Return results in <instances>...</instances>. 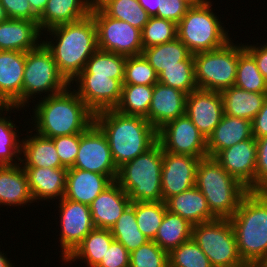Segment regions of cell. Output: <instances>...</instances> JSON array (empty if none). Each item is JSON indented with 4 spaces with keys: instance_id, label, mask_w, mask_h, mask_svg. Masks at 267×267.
Masks as SVG:
<instances>
[{
    "instance_id": "obj_1",
    "label": "cell",
    "mask_w": 267,
    "mask_h": 267,
    "mask_svg": "<svg viewBox=\"0 0 267 267\" xmlns=\"http://www.w3.org/2000/svg\"><path fill=\"white\" fill-rule=\"evenodd\" d=\"M49 36H47L46 34ZM42 43L52 53L59 72L70 83L98 50L97 29L91 14L43 32Z\"/></svg>"
},
{
    "instance_id": "obj_2",
    "label": "cell",
    "mask_w": 267,
    "mask_h": 267,
    "mask_svg": "<svg viewBox=\"0 0 267 267\" xmlns=\"http://www.w3.org/2000/svg\"><path fill=\"white\" fill-rule=\"evenodd\" d=\"M72 89V90H71ZM28 127L36 133L54 138L85 132L94 123V113L70 85L57 94L35 99ZM35 107V108H34ZM34 128V129H33Z\"/></svg>"
},
{
    "instance_id": "obj_3",
    "label": "cell",
    "mask_w": 267,
    "mask_h": 267,
    "mask_svg": "<svg viewBox=\"0 0 267 267\" xmlns=\"http://www.w3.org/2000/svg\"><path fill=\"white\" fill-rule=\"evenodd\" d=\"M94 123L106 135L117 168L146 152L158 141L157 130L145 117L109 109L94 114Z\"/></svg>"
},
{
    "instance_id": "obj_4",
    "label": "cell",
    "mask_w": 267,
    "mask_h": 267,
    "mask_svg": "<svg viewBox=\"0 0 267 267\" xmlns=\"http://www.w3.org/2000/svg\"><path fill=\"white\" fill-rule=\"evenodd\" d=\"M240 258L256 267L267 258V192H248L229 218Z\"/></svg>"
},
{
    "instance_id": "obj_5",
    "label": "cell",
    "mask_w": 267,
    "mask_h": 267,
    "mask_svg": "<svg viewBox=\"0 0 267 267\" xmlns=\"http://www.w3.org/2000/svg\"><path fill=\"white\" fill-rule=\"evenodd\" d=\"M195 186L206 198L209 210L216 218H231L242 198L249 192L240 181L229 175L213 158H201Z\"/></svg>"
},
{
    "instance_id": "obj_6",
    "label": "cell",
    "mask_w": 267,
    "mask_h": 267,
    "mask_svg": "<svg viewBox=\"0 0 267 267\" xmlns=\"http://www.w3.org/2000/svg\"><path fill=\"white\" fill-rule=\"evenodd\" d=\"M162 160L163 149L157 141L146 152L118 168L116 182L131 202L163 201Z\"/></svg>"
},
{
    "instance_id": "obj_7",
    "label": "cell",
    "mask_w": 267,
    "mask_h": 267,
    "mask_svg": "<svg viewBox=\"0 0 267 267\" xmlns=\"http://www.w3.org/2000/svg\"><path fill=\"white\" fill-rule=\"evenodd\" d=\"M212 3L191 6L177 24V38L192 54L216 50L233 39Z\"/></svg>"
},
{
    "instance_id": "obj_8",
    "label": "cell",
    "mask_w": 267,
    "mask_h": 267,
    "mask_svg": "<svg viewBox=\"0 0 267 267\" xmlns=\"http://www.w3.org/2000/svg\"><path fill=\"white\" fill-rule=\"evenodd\" d=\"M69 85L70 83L59 72L52 53L43 43L38 48L26 52L21 94L23 110L25 107L26 109L31 107L29 103H33L36 97L38 100L39 97L41 99L57 94Z\"/></svg>"
},
{
    "instance_id": "obj_9",
    "label": "cell",
    "mask_w": 267,
    "mask_h": 267,
    "mask_svg": "<svg viewBox=\"0 0 267 267\" xmlns=\"http://www.w3.org/2000/svg\"><path fill=\"white\" fill-rule=\"evenodd\" d=\"M192 239L213 267H248L240 258L235 233L227 218L193 225Z\"/></svg>"
},
{
    "instance_id": "obj_10",
    "label": "cell",
    "mask_w": 267,
    "mask_h": 267,
    "mask_svg": "<svg viewBox=\"0 0 267 267\" xmlns=\"http://www.w3.org/2000/svg\"><path fill=\"white\" fill-rule=\"evenodd\" d=\"M230 40L212 51L193 54L198 89L223 91L234 86L238 64V44Z\"/></svg>"
},
{
    "instance_id": "obj_11",
    "label": "cell",
    "mask_w": 267,
    "mask_h": 267,
    "mask_svg": "<svg viewBox=\"0 0 267 267\" xmlns=\"http://www.w3.org/2000/svg\"><path fill=\"white\" fill-rule=\"evenodd\" d=\"M90 14L96 24L99 50L126 57L142 54L143 44L140 29L126 21L108 16L95 2Z\"/></svg>"
},
{
    "instance_id": "obj_12",
    "label": "cell",
    "mask_w": 267,
    "mask_h": 267,
    "mask_svg": "<svg viewBox=\"0 0 267 267\" xmlns=\"http://www.w3.org/2000/svg\"><path fill=\"white\" fill-rule=\"evenodd\" d=\"M60 233L58 237L61 252L60 256L64 261L83 239L95 228L92 221L89 205L62 198L58 202Z\"/></svg>"
},
{
    "instance_id": "obj_13",
    "label": "cell",
    "mask_w": 267,
    "mask_h": 267,
    "mask_svg": "<svg viewBox=\"0 0 267 267\" xmlns=\"http://www.w3.org/2000/svg\"><path fill=\"white\" fill-rule=\"evenodd\" d=\"M72 168L103 174L116 181L118 168L107 137L95 123L80 133L79 151Z\"/></svg>"
},
{
    "instance_id": "obj_14",
    "label": "cell",
    "mask_w": 267,
    "mask_h": 267,
    "mask_svg": "<svg viewBox=\"0 0 267 267\" xmlns=\"http://www.w3.org/2000/svg\"><path fill=\"white\" fill-rule=\"evenodd\" d=\"M157 138L162 149L169 153L197 158L208 156L207 140L187 115L166 123L157 131Z\"/></svg>"
},
{
    "instance_id": "obj_15",
    "label": "cell",
    "mask_w": 267,
    "mask_h": 267,
    "mask_svg": "<svg viewBox=\"0 0 267 267\" xmlns=\"http://www.w3.org/2000/svg\"><path fill=\"white\" fill-rule=\"evenodd\" d=\"M123 80L108 78V76H76L70 82V86L96 114L117 107L121 100Z\"/></svg>"
},
{
    "instance_id": "obj_16",
    "label": "cell",
    "mask_w": 267,
    "mask_h": 267,
    "mask_svg": "<svg viewBox=\"0 0 267 267\" xmlns=\"http://www.w3.org/2000/svg\"><path fill=\"white\" fill-rule=\"evenodd\" d=\"M201 158L172 154L163 150L161 187L163 201L195 186Z\"/></svg>"
},
{
    "instance_id": "obj_17",
    "label": "cell",
    "mask_w": 267,
    "mask_h": 267,
    "mask_svg": "<svg viewBox=\"0 0 267 267\" xmlns=\"http://www.w3.org/2000/svg\"><path fill=\"white\" fill-rule=\"evenodd\" d=\"M213 158L248 191L255 192L257 146L254 137L219 151Z\"/></svg>"
},
{
    "instance_id": "obj_18",
    "label": "cell",
    "mask_w": 267,
    "mask_h": 267,
    "mask_svg": "<svg viewBox=\"0 0 267 267\" xmlns=\"http://www.w3.org/2000/svg\"><path fill=\"white\" fill-rule=\"evenodd\" d=\"M223 114V99L219 91L196 89L186 97L185 115L206 140L220 123Z\"/></svg>"
},
{
    "instance_id": "obj_19",
    "label": "cell",
    "mask_w": 267,
    "mask_h": 267,
    "mask_svg": "<svg viewBox=\"0 0 267 267\" xmlns=\"http://www.w3.org/2000/svg\"><path fill=\"white\" fill-rule=\"evenodd\" d=\"M26 52L0 50V106L21 108Z\"/></svg>"
},
{
    "instance_id": "obj_20",
    "label": "cell",
    "mask_w": 267,
    "mask_h": 267,
    "mask_svg": "<svg viewBox=\"0 0 267 267\" xmlns=\"http://www.w3.org/2000/svg\"><path fill=\"white\" fill-rule=\"evenodd\" d=\"M186 97L181 90L157 82L146 119L158 131L166 123L185 115Z\"/></svg>"
},
{
    "instance_id": "obj_21",
    "label": "cell",
    "mask_w": 267,
    "mask_h": 267,
    "mask_svg": "<svg viewBox=\"0 0 267 267\" xmlns=\"http://www.w3.org/2000/svg\"><path fill=\"white\" fill-rule=\"evenodd\" d=\"M130 204L128 194L114 181L89 205L94 227L110 230Z\"/></svg>"
},
{
    "instance_id": "obj_22",
    "label": "cell",
    "mask_w": 267,
    "mask_h": 267,
    "mask_svg": "<svg viewBox=\"0 0 267 267\" xmlns=\"http://www.w3.org/2000/svg\"><path fill=\"white\" fill-rule=\"evenodd\" d=\"M38 22L11 19L0 23V50L27 52L42 44Z\"/></svg>"
},
{
    "instance_id": "obj_23",
    "label": "cell",
    "mask_w": 267,
    "mask_h": 267,
    "mask_svg": "<svg viewBox=\"0 0 267 267\" xmlns=\"http://www.w3.org/2000/svg\"><path fill=\"white\" fill-rule=\"evenodd\" d=\"M34 203L61 200L65 194L67 168H24Z\"/></svg>"
},
{
    "instance_id": "obj_24",
    "label": "cell",
    "mask_w": 267,
    "mask_h": 267,
    "mask_svg": "<svg viewBox=\"0 0 267 267\" xmlns=\"http://www.w3.org/2000/svg\"><path fill=\"white\" fill-rule=\"evenodd\" d=\"M114 181L106 175L77 168H68L63 198L90 205Z\"/></svg>"
},
{
    "instance_id": "obj_25",
    "label": "cell",
    "mask_w": 267,
    "mask_h": 267,
    "mask_svg": "<svg viewBox=\"0 0 267 267\" xmlns=\"http://www.w3.org/2000/svg\"><path fill=\"white\" fill-rule=\"evenodd\" d=\"M32 203L34 200L22 164L0 166V206L19 209Z\"/></svg>"
},
{
    "instance_id": "obj_26",
    "label": "cell",
    "mask_w": 267,
    "mask_h": 267,
    "mask_svg": "<svg viewBox=\"0 0 267 267\" xmlns=\"http://www.w3.org/2000/svg\"><path fill=\"white\" fill-rule=\"evenodd\" d=\"M26 130L22 137L21 164L23 168H65L61 162L52 138ZM34 132V133H33Z\"/></svg>"
},
{
    "instance_id": "obj_27",
    "label": "cell",
    "mask_w": 267,
    "mask_h": 267,
    "mask_svg": "<svg viewBox=\"0 0 267 267\" xmlns=\"http://www.w3.org/2000/svg\"><path fill=\"white\" fill-rule=\"evenodd\" d=\"M253 137L252 121L223 114L220 123L207 138L208 156Z\"/></svg>"
},
{
    "instance_id": "obj_28",
    "label": "cell",
    "mask_w": 267,
    "mask_h": 267,
    "mask_svg": "<svg viewBox=\"0 0 267 267\" xmlns=\"http://www.w3.org/2000/svg\"><path fill=\"white\" fill-rule=\"evenodd\" d=\"M95 0H48L38 17L42 32L58 25L78 21L91 13Z\"/></svg>"
},
{
    "instance_id": "obj_29",
    "label": "cell",
    "mask_w": 267,
    "mask_h": 267,
    "mask_svg": "<svg viewBox=\"0 0 267 267\" xmlns=\"http://www.w3.org/2000/svg\"><path fill=\"white\" fill-rule=\"evenodd\" d=\"M165 203L169 212L181 216L192 225L216 219L209 210L206 198L196 186L170 197Z\"/></svg>"
},
{
    "instance_id": "obj_30",
    "label": "cell",
    "mask_w": 267,
    "mask_h": 267,
    "mask_svg": "<svg viewBox=\"0 0 267 267\" xmlns=\"http://www.w3.org/2000/svg\"><path fill=\"white\" fill-rule=\"evenodd\" d=\"M16 110L18 112L22 108L0 106V166L21 163L22 139L19 136L21 132L19 126H16L15 121L9 116L11 113H16Z\"/></svg>"
},
{
    "instance_id": "obj_31",
    "label": "cell",
    "mask_w": 267,
    "mask_h": 267,
    "mask_svg": "<svg viewBox=\"0 0 267 267\" xmlns=\"http://www.w3.org/2000/svg\"><path fill=\"white\" fill-rule=\"evenodd\" d=\"M113 241L111 230L94 228L63 262L70 266L81 261L86 267H96Z\"/></svg>"
},
{
    "instance_id": "obj_32",
    "label": "cell",
    "mask_w": 267,
    "mask_h": 267,
    "mask_svg": "<svg viewBox=\"0 0 267 267\" xmlns=\"http://www.w3.org/2000/svg\"><path fill=\"white\" fill-rule=\"evenodd\" d=\"M223 99L224 114L253 121L262 109L266 94L248 92L236 86L220 92Z\"/></svg>"
},
{
    "instance_id": "obj_33",
    "label": "cell",
    "mask_w": 267,
    "mask_h": 267,
    "mask_svg": "<svg viewBox=\"0 0 267 267\" xmlns=\"http://www.w3.org/2000/svg\"><path fill=\"white\" fill-rule=\"evenodd\" d=\"M143 56L159 75L165 68L181 66V61L194 60L193 54L178 39L144 48Z\"/></svg>"
},
{
    "instance_id": "obj_34",
    "label": "cell",
    "mask_w": 267,
    "mask_h": 267,
    "mask_svg": "<svg viewBox=\"0 0 267 267\" xmlns=\"http://www.w3.org/2000/svg\"><path fill=\"white\" fill-rule=\"evenodd\" d=\"M192 228L187 220L167 210L153 241L169 253L192 238Z\"/></svg>"
},
{
    "instance_id": "obj_35",
    "label": "cell",
    "mask_w": 267,
    "mask_h": 267,
    "mask_svg": "<svg viewBox=\"0 0 267 267\" xmlns=\"http://www.w3.org/2000/svg\"><path fill=\"white\" fill-rule=\"evenodd\" d=\"M238 64L234 86L248 92L267 94V81L259 71L254 58L238 43Z\"/></svg>"
},
{
    "instance_id": "obj_36",
    "label": "cell",
    "mask_w": 267,
    "mask_h": 267,
    "mask_svg": "<svg viewBox=\"0 0 267 267\" xmlns=\"http://www.w3.org/2000/svg\"><path fill=\"white\" fill-rule=\"evenodd\" d=\"M110 230L114 240L121 243L129 252L149 241L136 223L135 202H131Z\"/></svg>"
},
{
    "instance_id": "obj_37",
    "label": "cell",
    "mask_w": 267,
    "mask_h": 267,
    "mask_svg": "<svg viewBox=\"0 0 267 267\" xmlns=\"http://www.w3.org/2000/svg\"><path fill=\"white\" fill-rule=\"evenodd\" d=\"M126 60V56L98 49L77 76H108L112 79H124Z\"/></svg>"
},
{
    "instance_id": "obj_38",
    "label": "cell",
    "mask_w": 267,
    "mask_h": 267,
    "mask_svg": "<svg viewBox=\"0 0 267 267\" xmlns=\"http://www.w3.org/2000/svg\"><path fill=\"white\" fill-rule=\"evenodd\" d=\"M95 3L108 16L126 21L141 31L150 18L138 0H95Z\"/></svg>"
},
{
    "instance_id": "obj_39",
    "label": "cell",
    "mask_w": 267,
    "mask_h": 267,
    "mask_svg": "<svg viewBox=\"0 0 267 267\" xmlns=\"http://www.w3.org/2000/svg\"><path fill=\"white\" fill-rule=\"evenodd\" d=\"M154 86L123 85L121 100L115 108L125 115L148 117Z\"/></svg>"
},
{
    "instance_id": "obj_40",
    "label": "cell",
    "mask_w": 267,
    "mask_h": 267,
    "mask_svg": "<svg viewBox=\"0 0 267 267\" xmlns=\"http://www.w3.org/2000/svg\"><path fill=\"white\" fill-rule=\"evenodd\" d=\"M166 211L164 201L135 202L136 223L149 241L154 240Z\"/></svg>"
},
{
    "instance_id": "obj_41",
    "label": "cell",
    "mask_w": 267,
    "mask_h": 267,
    "mask_svg": "<svg viewBox=\"0 0 267 267\" xmlns=\"http://www.w3.org/2000/svg\"><path fill=\"white\" fill-rule=\"evenodd\" d=\"M158 82L190 94L198 89L195 81L194 60L181 61V66L165 68L158 75Z\"/></svg>"
},
{
    "instance_id": "obj_42",
    "label": "cell",
    "mask_w": 267,
    "mask_h": 267,
    "mask_svg": "<svg viewBox=\"0 0 267 267\" xmlns=\"http://www.w3.org/2000/svg\"><path fill=\"white\" fill-rule=\"evenodd\" d=\"M169 267H213L199 245L191 238L168 253Z\"/></svg>"
},
{
    "instance_id": "obj_43",
    "label": "cell",
    "mask_w": 267,
    "mask_h": 267,
    "mask_svg": "<svg viewBox=\"0 0 267 267\" xmlns=\"http://www.w3.org/2000/svg\"><path fill=\"white\" fill-rule=\"evenodd\" d=\"M143 49L177 38V24L171 20L150 17L141 31Z\"/></svg>"
},
{
    "instance_id": "obj_44",
    "label": "cell",
    "mask_w": 267,
    "mask_h": 267,
    "mask_svg": "<svg viewBox=\"0 0 267 267\" xmlns=\"http://www.w3.org/2000/svg\"><path fill=\"white\" fill-rule=\"evenodd\" d=\"M157 82L158 75L143 54L127 57L123 85L154 86Z\"/></svg>"
},
{
    "instance_id": "obj_45",
    "label": "cell",
    "mask_w": 267,
    "mask_h": 267,
    "mask_svg": "<svg viewBox=\"0 0 267 267\" xmlns=\"http://www.w3.org/2000/svg\"><path fill=\"white\" fill-rule=\"evenodd\" d=\"M130 267H169L168 252L148 241L130 252Z\"/></svg>"
},
{
    "instance_id": "obj_46",
    "label": "cell",
    "mask_w": 267,
    "mask_h": 267,
    "mask_svg": "<svg viewBox=\"0 0 267 267\" xmlns=\"http://www.w3.org/2000/svg\"><path fill=\"white\" fill-rule=\"evenodd\" d=\"M52 140L61 164L67 169L73 167L79 151L80 134L58 136Z\"/></svg>"
},
{
    "instance_id": "obj_47",
    "label": "cell",
    "mask_w": 267,
    "mask_h": 267,
    "mask_svg": "<svg viewBox=\"0 0 267 267\" xmlns=\"http://www.w3.org/2000/svg\"><path fill=\"white\" fill-rule=\"evenodd\" d=\"M255 192H267V136L256 139Z\"/></svg>"
},
{
    "instance_id": "obj_48",
    "label": "cell",
    "mask_w": 267,
    "mask_h": 267,
    "mask_svg": "<svg viewBox=\"0 0 267 267\" xmlns=\"http://www.w3.org/2000/svg\"><path fill=\"white\" fill-rule=\"evenodd\" d=\"M157 7L156 17L178 24L191 5L185 0H158Z\"/></svg>"
},
{
    "instance_id": "obj_49",
    "label": "cell",
    "mask_w": 267,
    "mask_h": 267,
    "mask_svg": "<svg viewBox=\"0 0 267 267\" xmlns=\"http://www.w3.org/2000/svg\"><path fill=\"white\" fill-rule=\"evenodd\" d=\"M96 267H130V252L114 240Z\"/></svg>"
},
{
    "instance_id": "obj_50",
    "label": "cell",
    "mask_w": 267,
    "mask_h": 267,
    "mask_svg": "<svg viewBox=\"0 0 267 267\" xmlns=\"http://www.w3.org/2000/svg\"><path fill=\"white\" fill-rule=\"evenodd\" d=\"M8 18L38 22V16L32 11L28 0H0Z\"/></svg>"
},
{
    "instance_id": "obj_51",
    "label": "cell",
    "mask_w": 267,
    "mask_h": 267,
    "mask_svg": "<svg viewBox=\"0 0 267 267\" xmlns=\"http://www.w3.org/2000/svg\"><path fill=\"white\" fill-rule=\"evenodd\" d=\"M244 49L254 58L259 71L267 81V41L263 45L246 43Z\"/></svg>"
},
{
    "instance_id": "obj_52",
    "label": "cell",
    "mask_w": 267,
    "mask_h": 267,
    "mask_svg": "<svg viewBox=\"0 0 267 267\" xmlns=\"http://www.w3.org/2000/svg\"><path fill=\"white\" fill-rule=\"evenodd\" d=\"M253 137L255 139L267 136V94L264 99L262 109L252 121Z\"/></svg>"
},
{
    "instance_id": "obj_53",
    "label": "cell",
    "mask_w": 267,
    "mask_h": 267,
    "mask_svg": "<svg viewBox=\"0 0 267 267\" xmlns=\"http://www.w3.org/2000/svg\"><path fill=\"white\" fill-rule=\"evenodd\" d=\"M139 4L147 11L150 17L157 16L158 0H138Z\"/></svg>"
},
{
    "instance_id": "obj_54",
    "label": "cell",
    "mask_w": 267,
    "mask_h": 267,
    "mask_svg": "<svg viewBox=\"0 0 267 267\" xmlns=\"http://www.w3.org/2000/svg\"><path fill=\"white\" fill-rule=\"evenodd\" d=\"M28 2L32 11L39 17L43 13L48 0H28Z\"/></svg>"
},
{
    "instance_id": "obj_55",
    "label": "cell",
    "mask_w": 267,
    "mask_h": 267,
    "mask_svg": "<svg viewBox=\"0 0 267 267\" xmlns=\"http://www.w3.org/2000/svg\"><path fill=\"white\" fill-rule=\"evenodd\" d=\"M7 253L5 254L4 251L0 250V267H15L12 264L10 258H7Z\"/></svg>"
},
{
    "instance_id": "obj_56",
    "label": "cell",
    "mask_w": 267,
    "mask_h": 267,
    "mask_svg": "<svg viewBox=\"0 0 267 267\" xmlns=\"http://www.w3.org/2000/svg\"><path fill=\"white\" fill-rule=\"evenodd\" d=\"M9 18L2 4L0 3V23L7 21Z\"/></svg>"
},
{
    "instance_id": "obj_57",
    "label": "cell",
    "mask_w": 267,
    "mask_h": 267,
    "mask_svg": "<svg viewBox=\"0 0 267 267\" xmlns=\"http://www.w3.org/2000/svg\"><path fill=\"white\" fill-rule=\"evenodd\" d=\"M185 1L188 2L191 6H196V5L203 4L209 0H185Z\"/></svg>"
},
{
    "instance_id": "obj_58",
    "label": "cell",
    "mask_w": 267,
    "mask_h": 267,
    "mask_svg": "<svg viewBox=\"0 0 267 267\" xmlns=\"http://www.w3.org/2000/svg\"><path fill=\"white\" fill-rule=\"evenodd\" d=\"M256 267H267V263H259Z\"/></svg>"
},
{
    "instance_id": "obj_59",
    "label": "cell",
    "mask_w": 267,
    "mask_h": 267,
    "mask_svg": "<svg viewBox=\"0 0 267 267\" xmlns=\"http://www.w3.org/2000/svg\"><path fill=\"white\" fill-rule=\"evenodd\" d=\"M260 263H267V258L265 260H262Z\"/></svg>"
}]
</instances>
